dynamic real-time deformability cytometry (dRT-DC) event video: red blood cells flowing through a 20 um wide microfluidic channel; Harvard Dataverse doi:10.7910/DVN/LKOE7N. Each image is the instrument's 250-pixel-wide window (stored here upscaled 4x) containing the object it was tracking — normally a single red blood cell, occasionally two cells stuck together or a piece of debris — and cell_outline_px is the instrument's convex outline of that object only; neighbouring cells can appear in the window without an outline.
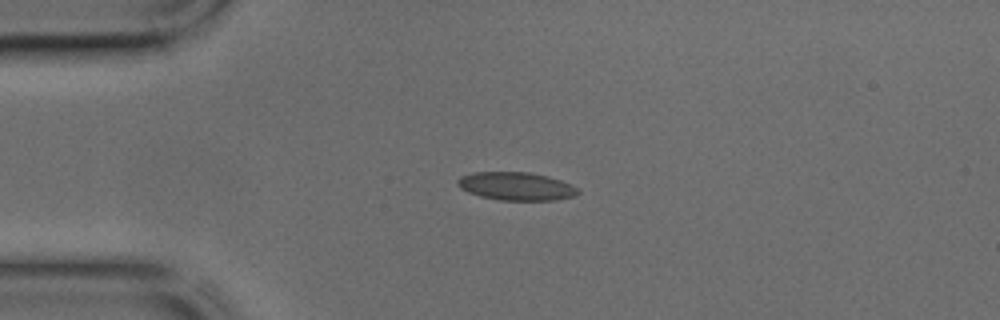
{"species": "common noctule bat (a hibernating species)", "species_latin": "Nyctalus noctula", "temperature_condition": "cold", "stored_images_in_passage": 35, "camera_frame_rate_fps": 3000, "um_per_image_px": 0.085, "animal": {"sex": "male", "body_mass_g": 17.9, "forearm_length_mm": 54.2}, "frame": {"image": 1, "passage_image": 1, "time_ms": 0.0, "image_size_px": [1000, 320], "cell_outline_px": [[580, 192], [576, 196], [556, 200], [500, 200], [480, 196], [468, 192], [460, 188], [456, 184], [456, 180], [460, 176], [472, 172], [528, 172], [548, 176], [572, 184]], "centroid_in_image_um": [43.86, 15.83], "position_along_channel_um": 41.1, "area_um2": 19.88}}
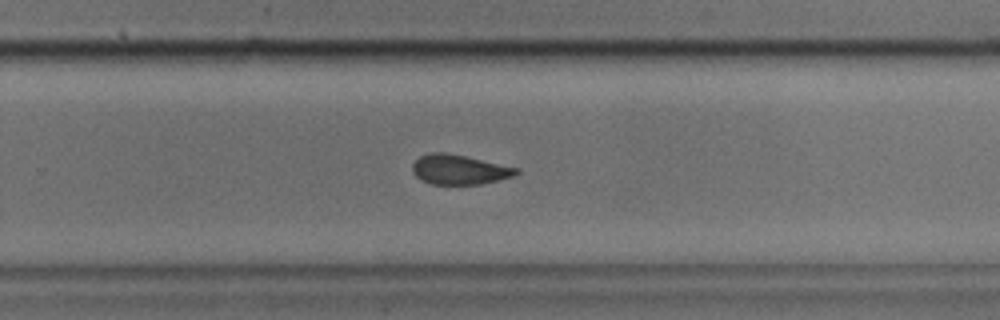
{"frame": {"image": 2, "passage_image": 19, "time_ms": 6.0, "image_size_px": [1000, 320], "cell_outline_px": [[520, 172], [512, 176], [480, 184], [432, 184], [420, 180], [412, 172], [412, 164], [420, 156], [432, 152], [444, 152], [464, 156], [520, 168]], "centroid_in_image_um": [39.01, 14.41], "position_along_channel_um": 290.8, "area_um2": 17.86}}
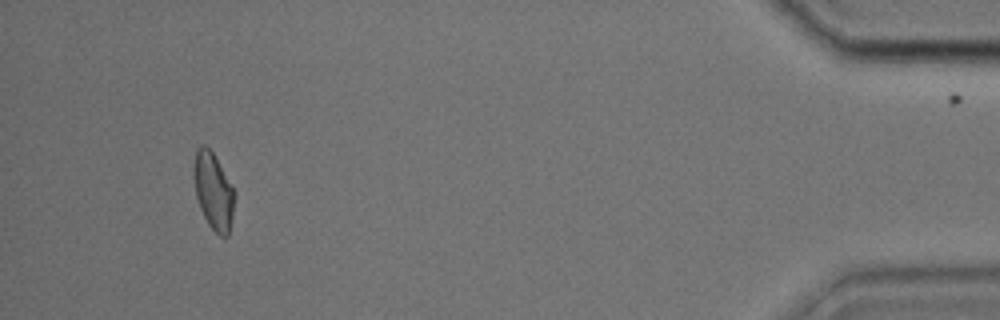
{"frame": {"image": 3, "passage_image": 32, "time_ms": 10.333, "image_size_px": [1000, 320], "cell_outline_px": [[236, 196], [228, 236], [220, 236], [208, 224], [200, 208], [196, 196], [192, 172], [192, 168], [196, 148], [200, 144], [204, 144], [212, 152], [236, 192]], "centroid_in_image_um": [18.12, 16.21], "position_along_channel_um": 417.1, "area_um2": 18.38}}